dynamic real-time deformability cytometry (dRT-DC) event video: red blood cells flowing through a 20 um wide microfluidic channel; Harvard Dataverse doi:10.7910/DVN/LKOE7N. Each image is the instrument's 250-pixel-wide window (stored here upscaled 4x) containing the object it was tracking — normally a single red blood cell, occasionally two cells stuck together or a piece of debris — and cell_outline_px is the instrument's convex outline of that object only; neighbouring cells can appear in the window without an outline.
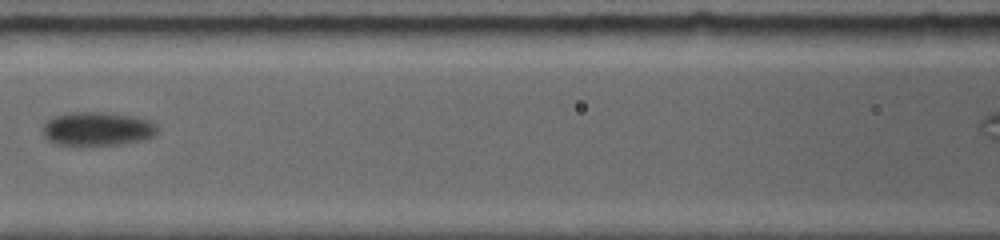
{"species": "common noctule bat (a hibernating species)", "species_latin": "Nyctalus noctula", "temperature_condition": "room temperature", "stored_images_in_passage": 12, "camera_frame_rate_fps": 5000, "um_per_image_px": 0.085, "animal": {"sex": "female", "body_mass_g": 19.0, "forearm_length_mm": 56.7}, "frame": {"image": 1, "passage_image": 7, "time_ms": 4.6, "image_size_px": [1000, 240], "cell_outline_px": [[156, 128], [148, 136], [132, 140], [108, 144], [68, 144], [52, 140], [44, 132], [44, 124], [48, 120], [56, 116], [76, 112], [100, 112], [132, 116], [148, 120]], "centroid_in_image_um": [8.21, 10.9], "position_along_channel_um": 158.4, "area_um2": 20.69}}
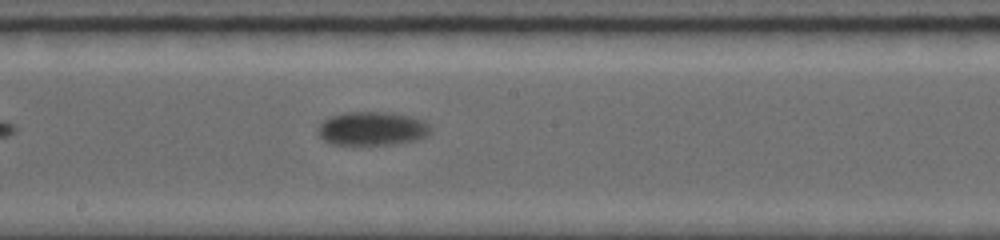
{"frame": {"image": 2, "passage_image": 9, "time_ms": 6.2, "image_size_px": [1000, 240], "cell_outline_px": [[428, 132], [424, 136], [412, 140], [388, 144], [332, 144], [324, 140], [316, 132], [320, 124], [324, 120], [332, 116], [344, 112], [388, 112], [408, 116], [420, 120], [428, 124]], "centroid_in_image_um": [31.54, 10.92], "position_along_channel_um": 216.7, "area_um2": 21.5}}
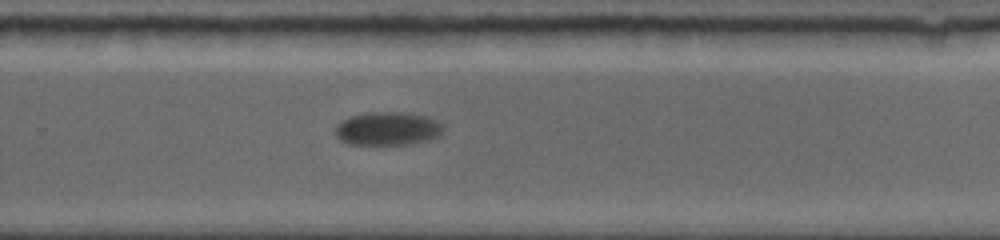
{"frame": {"image": 3, "passage_image": 12, "time_ms": 8.4, "image_size_px": [1000, 240], "cell_outline_px": [[444, 132], [440, 136], [432, 140], [408, 144], [380, 148], [348, 144], [340, 140], [336, 136], [336, 124], [352, 116], [364, 112], [400, 112], [428, 116], [444, 124]], "centroid_in_image_um": [32.98, 10.99], "position_along_channel_um": 296.8, "area_um2": 22.14}}